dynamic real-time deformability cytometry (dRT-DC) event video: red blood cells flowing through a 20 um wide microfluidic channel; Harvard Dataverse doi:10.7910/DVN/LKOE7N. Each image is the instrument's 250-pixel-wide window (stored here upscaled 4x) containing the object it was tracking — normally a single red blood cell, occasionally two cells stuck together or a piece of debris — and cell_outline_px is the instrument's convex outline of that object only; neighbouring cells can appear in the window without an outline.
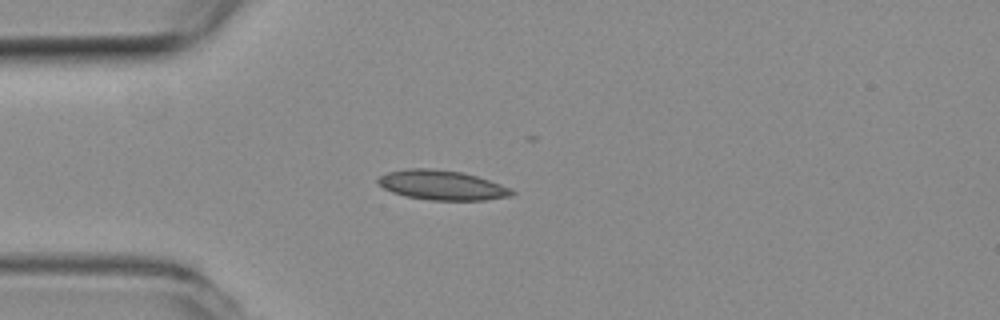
{"species": "common noctule bat (a hibernating species)", "species_latin": "Nyctalus noctula", "temperature_condition": "room temperature", "stored_images_in_passage": 19, "camera_frame_rate_fps": 3000, "um_per_image_px": 0.085, "animal": {"sex": "female", "body_mass_g": 19.3, "forearm_length_mm": 54.1}, "frame": {"image": 1, "passage_image": 13, "time_ms": 4.0, "image_size_px": [1000, 320], "cell_outline_px": [[516, 192], [512, 196], [484, 200], [428, 200], [404, 196], [392, 192], [384, 188], [376, 180], [380, 176], [388, 172], [408, 168], [432, 168], [460, 172], [476, 176], [512, 188]], "centroid_in_image_um": [37.57, 15.74], "position_along_channel_um": 47.4, "area_um2": 23.12}}
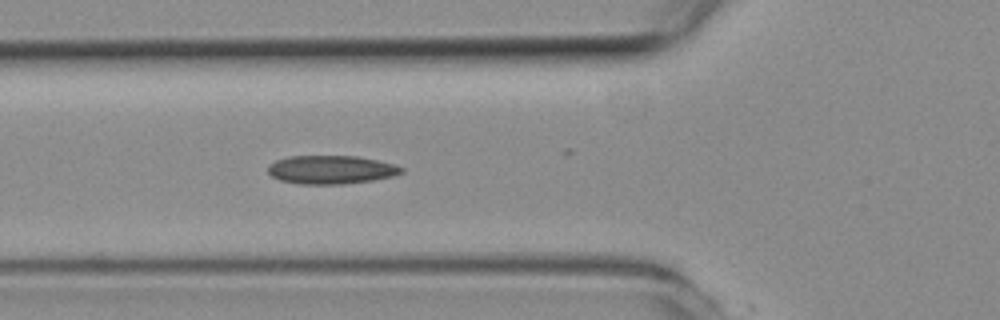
{"frame": {"image": 2, "passage_image": 18, "time_ms": 5.667, "image_size_px": [1000, 320], "cell_outline_px": [[404, 172], [392, 176], [372, 180], [344, 184], [300, 184], [280, 180], [272, 176], [268, 172], [268, 164], [276, 160], [288, 156], [356, 156], [396, 164], [404, 168]], "centroid_in_image_um": [28.14, 14.42], "position_along_channel_um": 97.7, "area_um2": 22.2}}